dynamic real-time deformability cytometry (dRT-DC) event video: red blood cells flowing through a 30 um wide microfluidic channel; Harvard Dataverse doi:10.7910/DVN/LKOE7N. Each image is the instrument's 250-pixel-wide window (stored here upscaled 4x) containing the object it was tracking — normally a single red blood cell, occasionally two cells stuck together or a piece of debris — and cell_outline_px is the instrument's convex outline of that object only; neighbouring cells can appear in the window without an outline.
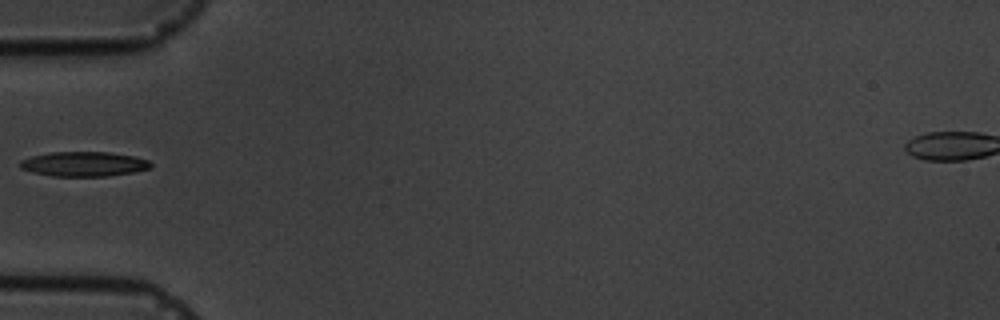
{"species": "common noctule bat (a hibernating species)", "species_latin": "Nyctalus noctula", "temperature_condition": "cold", "stored_images_in_passage": 1, "camera_frame_rate_fps": 3000, "um_per_image_px": 0.085, "animal": {"sex": "male", "body_mass_g": 19.5, "forearm_length_mm": 54.6}, "frame": {"image": 1, "passage_image": 1, "time_ms": 0.0, "image_size_px": [1000, 320], "cell_outline_px": [[152, 168], [136, 172], [108, 176], [52, 176], [32, 172], [20, 168], [20, 160], [32, 156], [52, 152], [108, 152], [132, 156], [148, 160], [152, 164]], "centroid_in_image_um": [7.14, 13.95], "position_along_channel_um": 77.9, "area_um2": 18.84}}